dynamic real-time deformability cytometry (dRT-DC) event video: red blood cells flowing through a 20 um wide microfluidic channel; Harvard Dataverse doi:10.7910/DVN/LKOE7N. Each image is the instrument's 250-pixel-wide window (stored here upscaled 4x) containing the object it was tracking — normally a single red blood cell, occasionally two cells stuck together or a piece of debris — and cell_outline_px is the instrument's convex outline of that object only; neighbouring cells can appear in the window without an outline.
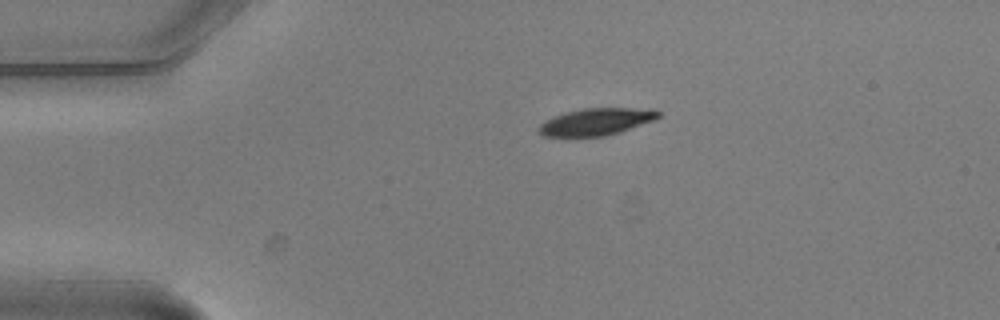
{"species": "common noctule bat (a hibernating species)", "species_latin": "Nyctalus noctula", "temperature_condition": "warm", "stored_images_in_passage": 7, "camera_frame_rate_fps": 3000, "um_per_image_px": 0.085, "animal": {"sex": "male", "body_mass_g": 20.5, "forearm_length_mm": 52.5}, "frame": {"image": 1, "passage_image": 1, "time_ms": 0.0, "image_size_px": [1000, 320], "cell_outline_px": [[660, 116], [656, 120], [620, 132], [604, 136], [544, 136], [536, 128], [544, 120], [568, 112], [584, 108], [652, 108], [660, 112]], "centroid_in_image_um": [50.74, 10.34], "position_along_channel_um": 34.3, "area_um2": 18.84}}
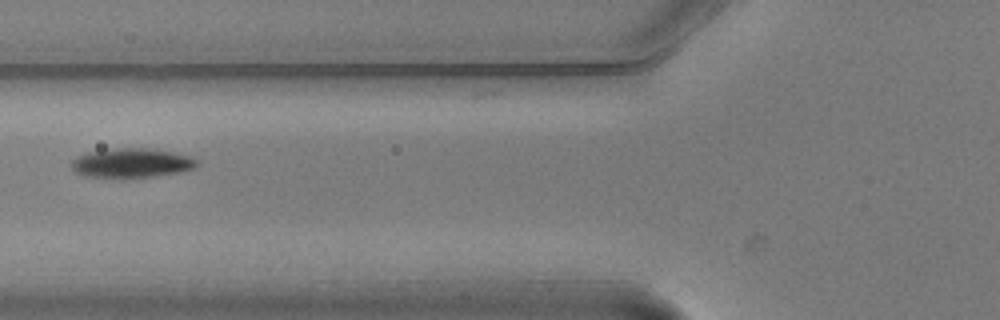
{"frame": {"image": 2, "passage_image": 4, "time_ms": 1.0, "image_size_px": [1000, 320], "cell_outline_px": [[200, 164], [192, 168], [176, 172], [152, 176], [120, 180], [84, 176], [76, 172], [72, 168], [72, 160], [76, 156], [88, 152], [116, 148], [148, 148], [172, 152], [188, 156], [200, 160]], "centroid_in_image_um": [11.14, 13.88], "position_along_channel_um": 114.7, "area_um2": 21.85}}
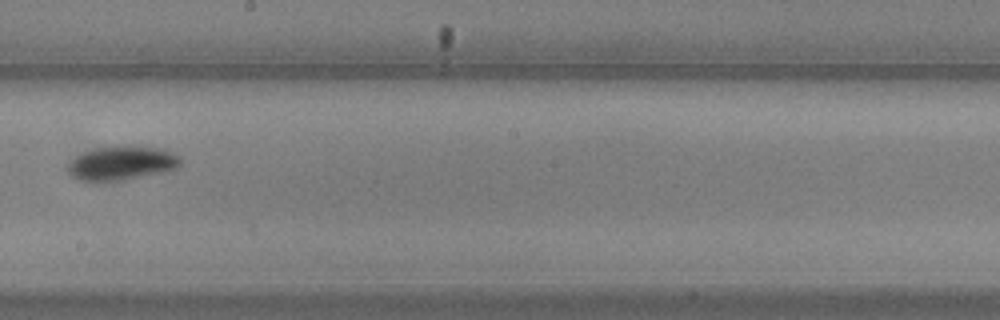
{"frame": {"image": 3, "passage_image": 7, "time_ms": 2.0, "image_size_px": [1000, 320], "cell_outline_px": [[180, 164], [176, 168], [164, 172], [104, 184], [92, 184], [80, 180], [72, 176], [68, 172], [68, 164], [76, 156], [84, 152], [96, 148], [124, 144], [128, 144], [160, 148], [172, 152], [180, 156]], "centroid_in_image_um": [10.32, 13.89], "position_along_channel_um": 237.9, "area_um2": 23.24}}